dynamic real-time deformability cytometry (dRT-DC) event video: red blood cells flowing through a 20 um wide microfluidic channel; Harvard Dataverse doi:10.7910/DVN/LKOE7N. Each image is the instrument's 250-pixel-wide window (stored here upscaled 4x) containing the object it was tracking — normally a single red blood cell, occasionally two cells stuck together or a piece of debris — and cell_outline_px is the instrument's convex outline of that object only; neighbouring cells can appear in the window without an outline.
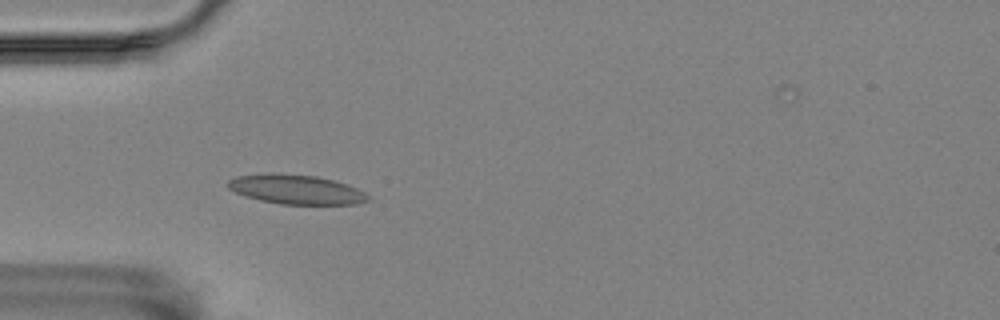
{"species": "Egyptian fruit bat (a non-hibernating species)", "species_latin": "Rousettus aegyptiacus", "temperature_condition": "room temperature", "stored_images_in_passage": 50, "camera_frame_rate_fps": 3000, "um_per_image_px": 0.085, "animal": {"sex": "female"}, "frame": {"image": 1, "passage_image": 15, "time_ms": 4.667, "image_size_px": [1000, 320], "cell_outline_px": [[372, 200], [356, 204], [280, 204], [260, 200], [244, 196], [228, 188], [224, 184], [228, 180], [236, 176], [316, 176], [332, 180], [356, 188], [364, 192]], "centroid_in_image_um": [25.2, 16.16], "position_along_channel_um": 59.8, "area_um2": 22.95}}
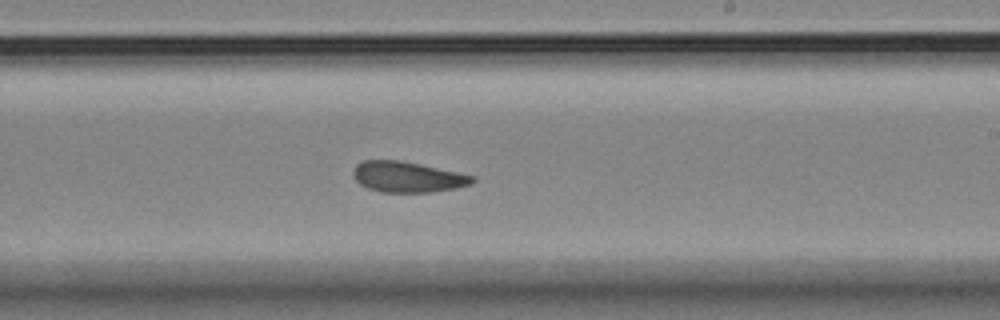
{"frame": {"image": 2, "passage_image": 32, "time_ms": 10.333, "image_size_px": [1000, 320], "cell_outline_px": [[476, 180], [472, 184], [456, 188], [432, 192], [380, 192], [368, 188], [360, 184], [352, 176], [352, 172], [356, 164], [364, 160], [400, 160], [420, 164], [476, 176]], "centroid_in_image_um": [34.64, 15.04], "position_along_channel_um": 254.4, "area_um2": 21.44}}
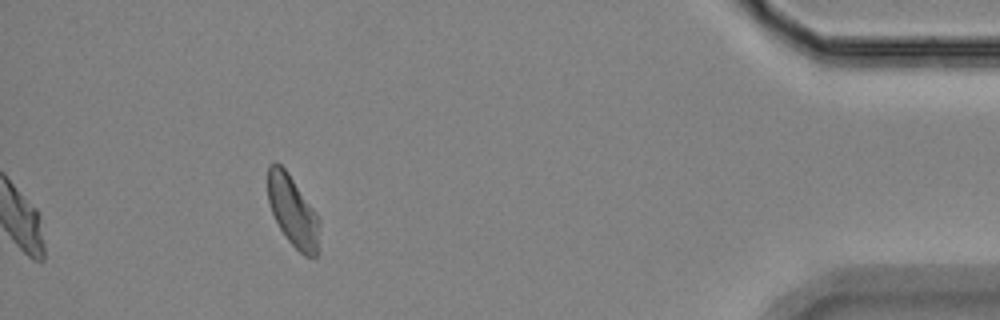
{"frame": {"image": 3, "passage_image": 50, "time_ms": 16.333, "image_size_px": [1000, 320], "cell_outline_px": [[320, 220], [316, 256], [304, 256], [288, 240], [280, 228], [272, 212], [268, 200], [268, 164], [276, 160], [288, 172], [316, 212]], "centroid_in_image_um": [24.88, 17.9], "position_along_channel_um": 410.3, "area_um2": 21.1}, "authors_computed_cell_mechanics": {"area_um2": 21.8484, "velocity_mm_per_s": 3.4791, "shape_relaxation_time_tau1_ms": null, "shape_relaxation_time_tau2_ms": 2.8895, "deformation_change_tau1": null, "deformation_change_tau2": 0.0799}}